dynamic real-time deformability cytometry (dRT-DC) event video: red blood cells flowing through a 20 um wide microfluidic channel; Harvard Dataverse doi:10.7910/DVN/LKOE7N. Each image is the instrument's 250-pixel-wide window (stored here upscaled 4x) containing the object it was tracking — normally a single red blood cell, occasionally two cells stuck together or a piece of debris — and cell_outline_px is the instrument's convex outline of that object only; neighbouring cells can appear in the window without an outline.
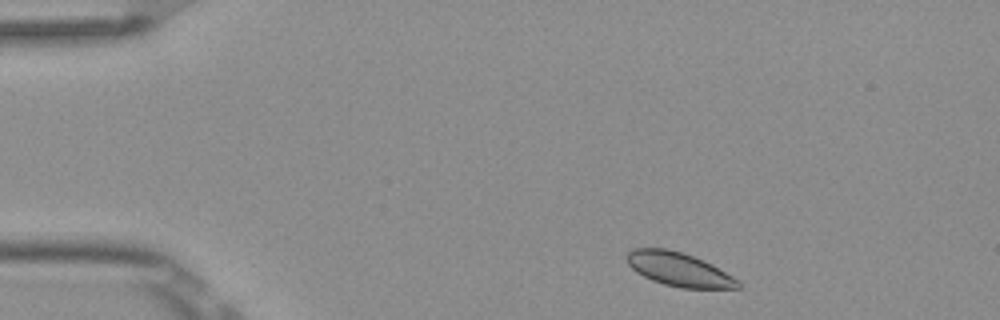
{"species": "Egyptian fruit bat (a non-hibernating species)", "species_latin": "Rousettus aegyptiacus", "temperature_condition": "room temperature", "stored_images_in_passage": 3, "camera_frame_rate_fps": 3000, "um_per_image_px": 0.085, "frame": {"image": 1, "passage_image": 1, "time_ms": 0.0, "image_size_px": [1000, 320], "cell_outline_px": [[740, 288], [680, 288], [664, 284], [652, 280], [636, 272], [628, 264], [624, 256], [632, 248], [664, 248], [680, 252], [704, 260], [712, 264], [740, 280]], "centroid_in_image_um": [57.69, 22.89], "position_along_channel_um": 27.3, "area_um2": 21.91}}